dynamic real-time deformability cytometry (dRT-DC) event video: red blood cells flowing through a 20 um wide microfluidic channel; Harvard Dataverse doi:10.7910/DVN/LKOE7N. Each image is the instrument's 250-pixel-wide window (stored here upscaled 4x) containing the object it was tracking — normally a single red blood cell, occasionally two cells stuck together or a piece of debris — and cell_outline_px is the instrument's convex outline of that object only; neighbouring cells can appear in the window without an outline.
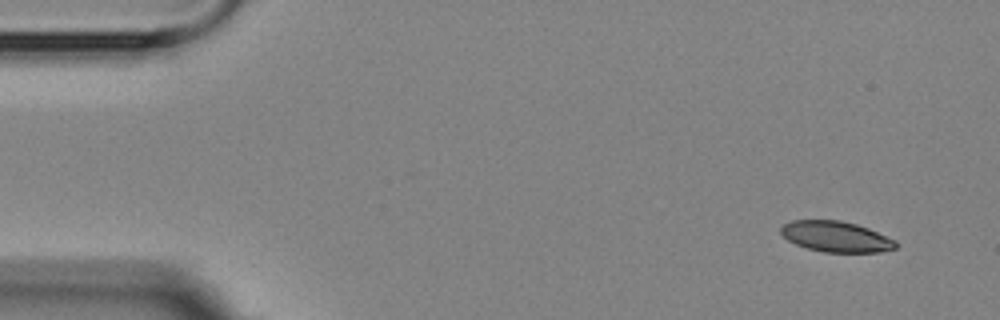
{"species": "Egyptian fruit bat (a non-hibernating species)", "species_latin": "Rousettus aegyptiacus", "temperature_condition": "room temperature", "stored_images_in_passage": 6, "camera_frame_rate_fps": 3000, "um_per_image_px": 0.085, "animal": {"sex": "female"}, "frame": {"image": 1, "passage_image": 1, "time_ms": 0.0, "image_size_px": [1000, 320], "cell_outline_px": [[896, 248], [880, 252], [824, 252], [808, 248], [796, 244], [788, 240], [780, 232], [780, 228], [784, 224], [792, 220], [840, 220], [856, 224], [868, 228], [896, 240]], "centroid_in_image_um": [71.06, 20.11], "position_along_channel_um": 13.9, "area_um2": 20.46}}
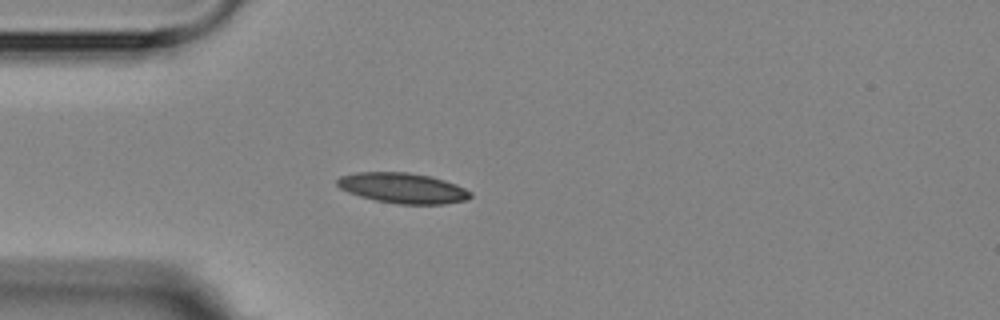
{"frame": {"image": 2, "passage_image": 4, "time_ms": 3.667, "image_size_px": [1000, 320], "cell_outline_px": [[472, 196], [464, 200], [444, 204], [396, 204], [376, 200], [360, 196], [348, 192], [340, 188], [336, 184], [336, 180], [340, 176], [356, 172], [408, 172], [428, 176], [444, 180], [456, 184], [472, 192]], "centroid_in_image_um": [34.22, 15.98], "position_along_channel_um": 50.8, "area_um2": 23.52}}
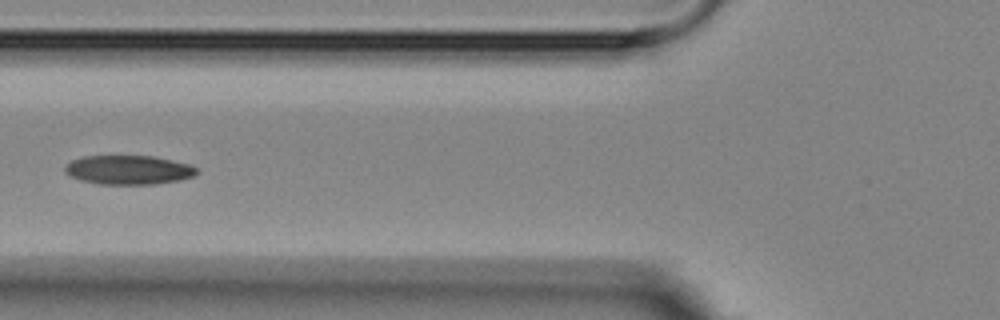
{"frame": {"image": 3, "passage_image": 6, "time_ms": 5.667, "image_size_px": [1000, 320], "cell_outline_px": [[200, 172], [192, 176], [180, 180], [156, 184], [100, 184], [80, 180], [68, 176], [64, 172], [64, 168], [72, 160], [84, 156], [152, 156], [192, 164]], "centroid_in_image_um": [10.93, 14.44], "position_along_channel_um": 114.9, "area_um2": 22.48}}